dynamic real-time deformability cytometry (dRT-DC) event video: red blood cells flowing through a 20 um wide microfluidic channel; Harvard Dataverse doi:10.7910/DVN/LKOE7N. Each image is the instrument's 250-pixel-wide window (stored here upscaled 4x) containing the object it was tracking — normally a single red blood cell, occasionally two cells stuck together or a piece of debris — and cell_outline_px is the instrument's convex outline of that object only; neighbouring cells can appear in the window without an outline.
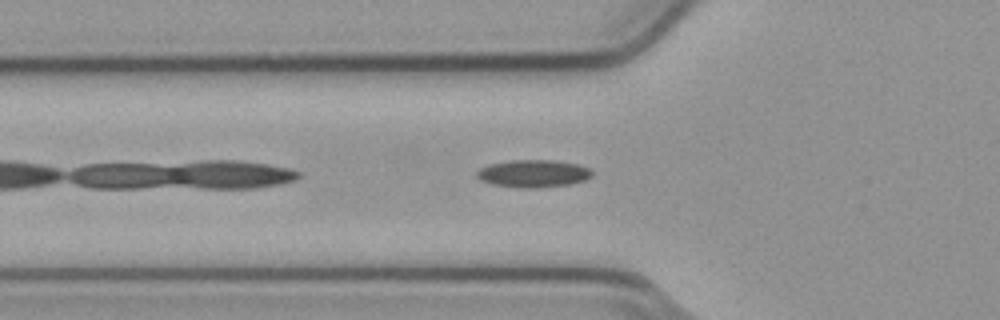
{"species": "common noctule bat (a hibernating species)", "species_latin": "Nyctalus noctula", "temperature_condition": "cold", "stored_images_in_passage": 40, "camera_frame_rate_fps": 3000, "um_per_image_px": 0.085, "animal": {"sex": "male", "body_mass_g": 23.1, "forearm_length_mm": 52.7}, "frame": {"image": 1, "passage_image": 5, "time_ms": 1.333, "image_size_px": [1000, 320], "cell_outline_px": [[592, 176], [584, 180], [568, 184], [536, 188], [524, 188], [492, 184], [480, 180], [476, 176], [476, 172], [480, 168], [492, 164], [512, 160], [552, 160], [576, 164], [588, 168], [592, 172]], "centroid_in_image_um": [45.31, 14.75], "position_along_channel_um": 80.5, "area_um2": 18.21}}
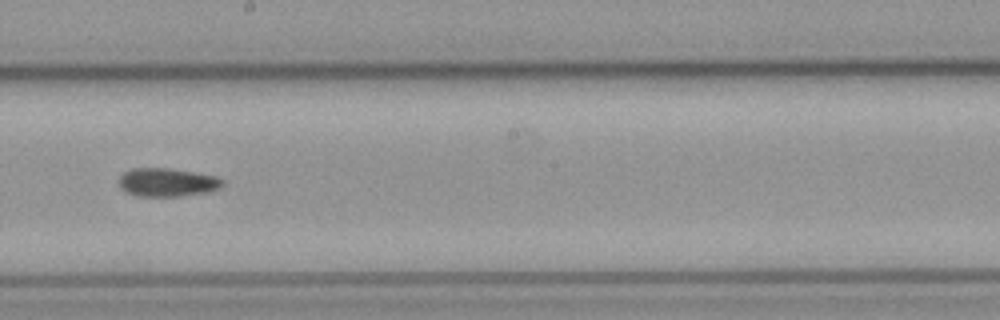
{"frame": {"image": 2, "passage_image": 17, "time_ms": 5.333, "image_size_px": [1000, 320], "cell_outline_px": [[224, 184], [220, 188], [208, 192], [180, 196], [136, 196], [120, 188], [120, 176], [124, 172], [132, 168], [168, 168], [216, 176], [224, 180]], "centroid_in_image_um": [14.23, 15.5], "position_along_channel_um": 234.0, "area_um2": 17.11}}
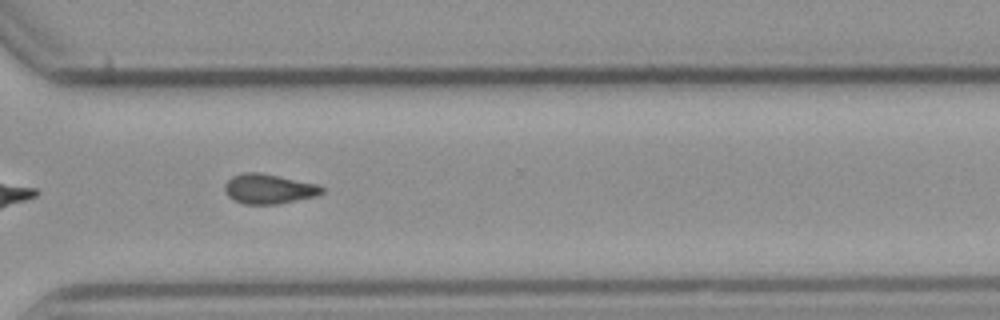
{"frame": {"image": 3, "passage_image": 26, "time_ms": 8.333, "image_size_px": [1000, 320], "cell_outline_px": [[324, 192], [316, 196], [276, 204], [244, 204], [228, 196], [224, 192], [224, 184], [232, 176], [244, 172], [260, 172], [320, 184], [324, 188]], "centroid_in_image_um": [22.86, 16.04], "position_along_channel_um": 347.7, "area_um2": 16.99}}